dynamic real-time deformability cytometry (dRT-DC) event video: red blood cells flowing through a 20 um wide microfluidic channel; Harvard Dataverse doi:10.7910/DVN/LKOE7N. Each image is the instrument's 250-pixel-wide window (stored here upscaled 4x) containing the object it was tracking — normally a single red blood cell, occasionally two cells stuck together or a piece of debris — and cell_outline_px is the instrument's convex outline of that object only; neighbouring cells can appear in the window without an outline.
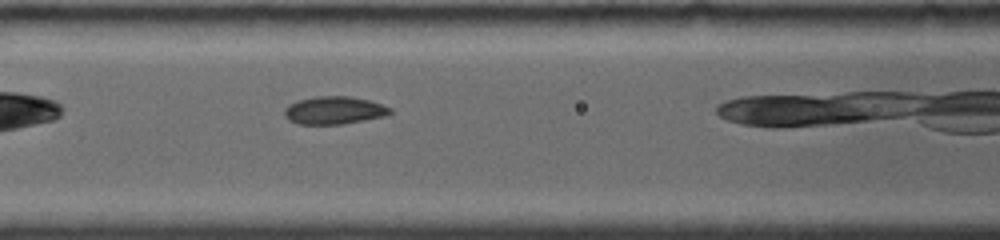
{"species": "common noctule bat (a hibernating species)", "species_latin": "Nyctalus noctula", "temperature_condition": "room temperature", "stored_images_in_passage": 32, "camera_frame_rate_fps": 4000, "um_per_image_px": 0.085, "animal": {"sex": "female", "body_mass_g": 19.0, "forearm_length_mm": 56.7}, "frame": {"image": 1, "passage_image": 9, "time_ms": 1.75, "image_size_px": [1000, 240], "cell_outline_px": [[392, 112], [384, 116], [344, 124], [296, 124], [288, 120], [284, 116], [284, 108], [288, 104], [296, 100], [316, 96], [348, 96], [368, 100], [392, 108]], "centroid_in_image_um": [28.34, 9.38], "position_along_channel_um": 138.3, "area_um2": 17.22}}
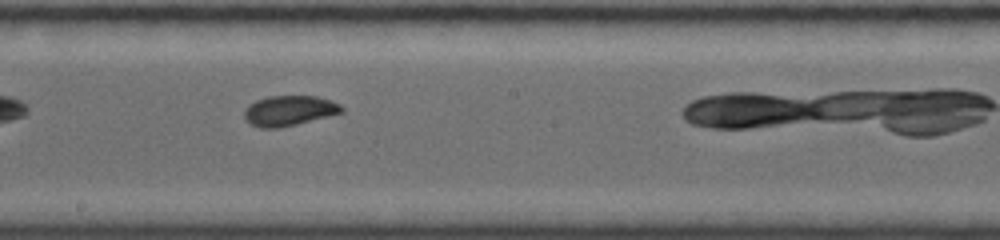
{"frame": {"image": 2, "passage_image": 18, "time_ms": 4.0, "image_size_px": [1000, 240], "cell_outline_px": [[344, 112], [296, 124], [276, 128], [260, 128], [248, 124], [244, 116], [244, 112], [256, 100], [268, 96], [316, 96], [332, 100], [340, 104], [344, 108]], "centroid_in_image_um": [24.6, 9.41], "position_along_channel_um": 223.6, "area_um2": 17.05}}